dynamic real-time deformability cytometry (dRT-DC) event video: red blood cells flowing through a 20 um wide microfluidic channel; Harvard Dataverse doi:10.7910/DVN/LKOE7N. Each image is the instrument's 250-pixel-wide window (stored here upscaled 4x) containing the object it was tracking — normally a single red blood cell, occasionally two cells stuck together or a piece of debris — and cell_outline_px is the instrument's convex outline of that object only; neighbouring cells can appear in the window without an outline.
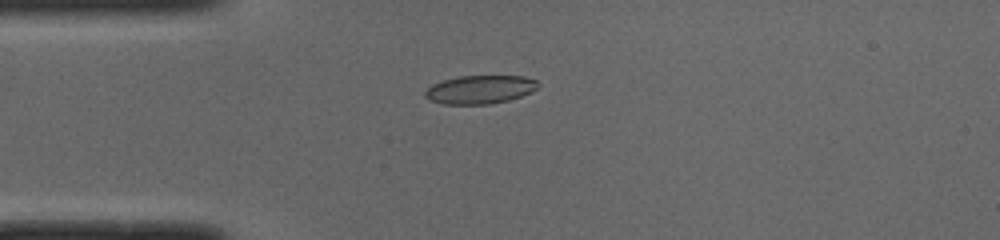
{"species": "common noctule bat (a hibernating species)", "species_latin": "Nyctalus noctula", "temperature_condition": "cold", "stored_images_in_passage": 51, "camera_frame_rate_fps": 3000, "um_per_image_px": 0.085, "animal": {"sex": "male", "body_mass_g": 19.0, "forearm_length_mm": 50.8}, "frame": {"image": 1, "passage_image": 13, "time_ms": 4.0, "image_size_px": [1000, 240], "cell_outline_px": [[540, 84], [532, 92], [508, 100], [488, 104], [444, 104], [428, 100], [424, 96], [424, 92], [432, 84], [444, 80], [460, 76], [524, 76], [536, 80]], "centroid_in_image_um": [40.79, 7.61], "position_along_channel_um": 44.2, "area_um2": 18.67}}
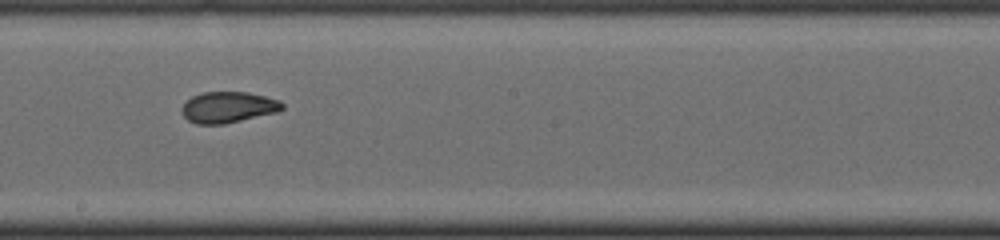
{"frame": {"image": 2, "passage_image": 28, "time_ms": 9.0, "image_size_px": [1000, 240], "cell_outline_px": [[284, 108], [276, 112], [224, 124], [196, 124], [188, 120], [180, 112], [180, 108], [192, 96], [204, 92], [248, 92], [280, 100], [284, 104]], "centroid_in_image_um": [19.37, 9.11], "position_along_channel_um": 228.8, "area_um2": 18.15}}
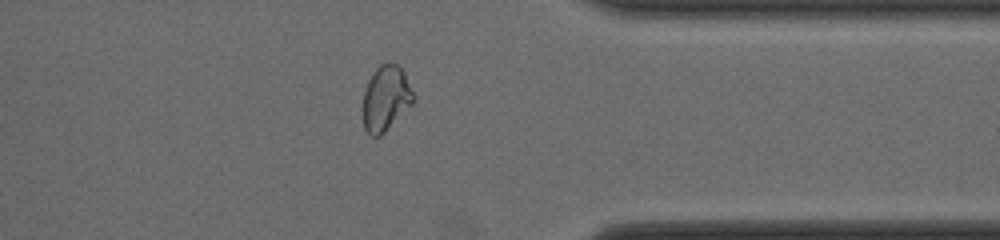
{"frame": {"image": 3, "passage_image": 40, "time_ms": 13.0, "image_size_px": [1000, 240], "cell_outline_px": [[416, 100], [380, 136], [372, 136], [364, 128], [364, 92], [368, 80], [372, 72], [380, 64], [388, 60], [396, 64], [404, 72], [416, 96]], "centroid_in_image_um": [32.82, 8.3], "position_along_channel_um": 378.6, "area_um2": 19.19}, "authors_computed_cell_mechanics": {"area_um2": 18.785, "velocity_mm_per_s": 3.9821, "shape_relaxation_time_tau1_ms": null, "shape_relaxation_time_tau2_ms": 1.3703, "deformation_change_tau1": null, "deformation_change_tau2": 0.0561}}